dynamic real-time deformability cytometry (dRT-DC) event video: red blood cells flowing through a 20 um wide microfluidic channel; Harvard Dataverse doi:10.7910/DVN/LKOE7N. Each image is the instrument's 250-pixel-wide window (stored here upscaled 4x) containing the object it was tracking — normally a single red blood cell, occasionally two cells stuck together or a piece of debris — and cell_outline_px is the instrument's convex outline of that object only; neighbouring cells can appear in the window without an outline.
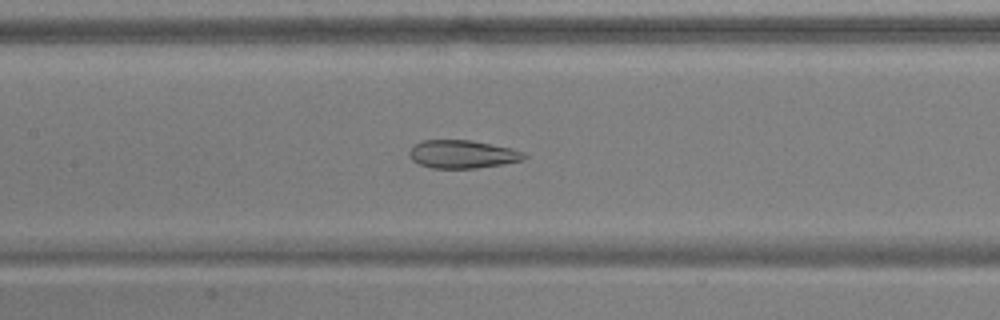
{"species": "common noctule bat (a hibernating species)", "species_latin": "Nyctalus noctula", "temperature_condition": "warm", "stored_images_in_passage": 51, "camera_frame_rate_fps": 3000, "um_per_image_px": 0.085, "animal": {"sex": "male", "body_mass_g": 17.9, "forearm_length_mm": 54.2}, "frame": {"image": 1, "passage_image": 24, "time_ms": 7.667, "image_size_px": [1000, 320], "cell_outline_px": [[528, 156], [524, 160], [476, 168], [432, 168], [420, 164], [412, 160], [408, 152], [416, 144], [424, 140], [468, 140], [512, 148], [524, 152]], "centroid_in_image_um": [39.33, 13.11], "position_along_channel_um": 168.1, "area_um2": 18.61}}
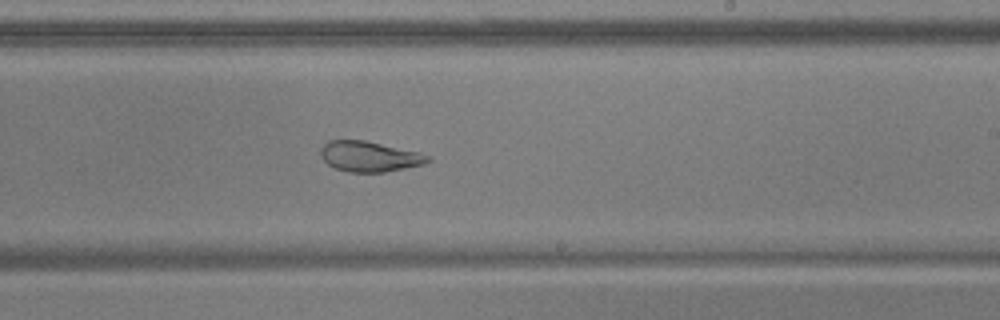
{"frame": {"image": 2, "passage_image": 31, "time_ms": 10.0, "image_size_px": [1000, 320], "cell_outline_px": [[432, 160], [424, 164], [384, 172], [348, 172], [336, 168], [328, 164], [324, 160], [320, 152], [320, 148], [328, 140], [364, 140], [420, 152], [432, 156]], "centroid_in_image_um": [31.43, 13.29], "position_along_channel_um": 257.6, "area_um2": 19.02}}
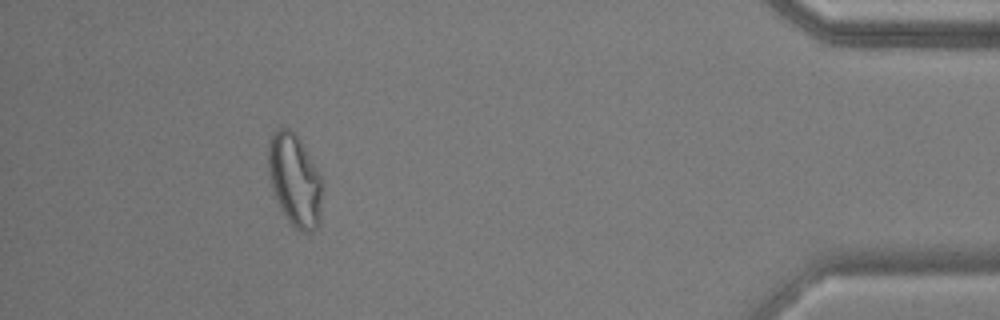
{"frame": {"image": 3, "passage_image": 47, "time_ms": 15.333, "image_size_px": [1000, 320], "cell_outline_px": [[324, 180], [320, 224], [316, 228], [308, 232], [300, 232], [292, 228], [280, 208], [272, 188], [268, 172], [268, 144], [276, 128], [288, 128], [300, 140], [324, 176]], "centroid_in_image_um": [25.1, 15.36], "position_along_channel_um": 410.1, "area_um2": 29.94}, "authors_computed_cell_mechanics": {"area_um2": 26.7614, "velocity_mm_per_s": 3.8577, "shape_relaxation_time_tau1_ms": null, "shape_relaxation_time_tau2_ms": 1.4872, "deformation_change_tau1": null, "deformation_change_tau2": 0.0883}}